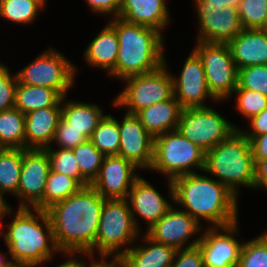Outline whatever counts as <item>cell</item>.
Listing matches in <instances>:
<instances>
[{
  "instance_id": "obj_1",
  "label": "cell",
  "mask_w": 267,
  "mask_h": 267,
  "mask_svg": "<svg viewBox=\"0 0 267 267\" xmlns=\"http://www.w3.org/2000/svg\"><path fill=\"white\" fill-rule=\"evenodd\" d=\"M104 202L105 199L88 185L46 209L60 252L64 255L83 253L92 260Z\"/></svg>"
},
{
  "instance_id": "obj_2",
  "label": "cell",
  "mask_w": 267,
  "mask_h": 267,
  "mask_svg": "<svg viewBox=\"0 0 267 267\" xmlns=\"http://www.w3.org/2000/svg\"><path fill=\"white\" fill-rule=\"evenodd\" d=\"M167 183L173 202L184 207L183 211L199 223L201 218L210 223L209 227H223L237 222L238 197L217 179L191 173Z\"/></svg>"
},
{
  "instance_id": "obj_3",
  "label": "cell",
  "mask_w": 267,
  "mask_h": 267,
  "mask_svg": "<svg viewBox=\"0 0 267 267\" xmlns=\"http://www.w3.org/2000/svg\"><path fill=\"white\" fill-rule=\"evenodd\" d=\"M109 23L119 42L116 67L109 75L124 80L155 71L165 64L163 34L159 30L118 17Z\"/></svg>"
},
{
  "instance_id": "obj_4",
  "label": "cell",
  "mask_w": 267,
  "mask_h": 267,
  "mask_svg": "<svg viewBox=\"0 0 267 267\" xmlns=\"http://www.w3.org/2000/svg\"><path fill=\"white\" fill-rule=\"evenodd\" d=\"M33 210L36 216L31 208L18 207L12 223L7 224L8 230L2 234L13 264L36 267L50 262L54 252L60 253L46 210Z\"/></svg>"
},
{
  "instance_id": "obj_5",
  "label": "cell",
  "mask_w": 267,
  "mask_h": 267,
  "mask_svg": "<svg viewBox=\"0 0 267 267\" xmlns=\"http://www.w3.org/2000/svg\"><path fill=\"white\" fill-rule=\"evenodd\" d=\"M203 171L217 177L236 196L241 186L254 188V157L249 138L241 129H235L226 141L205 153Z\"/></svg>"
},
{
  "instance_id": "obj_6",
  "label": "cell",
  "mask_w": 267,
  "mask_h": 267,
  "mask_svg": "<svg viewBox=\"0 0 267 267\" xmlns=\"http://www.w3.org/2000/svg\"><path fill=\"white\" fill-rule=\"evenodd\" d=\"M139 233L140 230L134 223L128 200L105 199L94 251L97 249L101 258H108L112 254L113 258L121 257L131 248L126 246L132 245Z\"/></svg>"
},
{
  "instance_id": "obj_7",
  "label": "cell",
  "mask_w": 267,
  "mask_h": 267,
  "mask_svg": "<svg viewBox=\"0 0 267 267\" xmlns=\"http://www.w3.org/2000/svg\"><path fill=\"white\" fill-rule=\"evenodd\" d=\"M200 171L205 167V152L186 139L178 130L168 131L154 138L151 170L167 176V180ZM193 170H192V169Z\"/></svg>"
},
{
  "instance_id": "obj_8",
  "label": "cell",
  "mask_w": 267,
  "mask_h": 267,
  "mask_svg": "<svg viewBox=\"0 0 267 267\" xmlns=\"http://www.w3.org/2000/svg\"><path fill=\"white\" fill-rule=\"evenodd\" d=\"M123 81L127 85L113 103L118 107H127L128 114L136 115L142 109L174 96L173 78L166 62L155 71L131 76Z\"/></svg>"
},
{
  "instance_id": "obj_9",
  "label": "cell",
  "mask_w": 267,
  "mask_h": 267,
  "mask_svg": "<svg viewBox=\"0 0 267 267\" xmlns=\"http://www.w3.org/2000/svg\"><path fill=\"white\" fill-rule=\"evenodd\" d=\"M193 51L202 60L208 90L217 100H227L238 86V69L227 43L197 42Z\"/></svg>"
},
{
  "instance_id": "obj_10",
  "label": "cell",
  "mask_w": 267,
  "mask_h": 267,
  "mask_svg": "<svg viewBox=\"0 0 267 267\" xmlns=\"http://www.w3.org/2000/svg\"><path fill=\"white\" fill-rule=\"evenodd\" d=\"M76 67L62 53L48 48L33 62L17 72L21 84L56 90L62 97L73 86Z\"/></svg>"
},
{
  "instance_id": "obj_11",
  "label": "cell",
  "mask_w": 267,
  "mask_h": 267,
  "mask_svg": "<svg viewBox=\"0 0 267 267\" xmlns=\"http://www.w3.org/2000/svg\"><path fill=\"white\" fill-rule=\"evenodd\" d=\"M237 129L214 108L197 107L182 110L177 130L205 153Z\"/></svg>"
},
{
  "instance_id": "obj_12",
  "label": "cell",
  "mask_w": 267,
  "mask_h": 267,
  "mask_svg": "<svg viewBox=\"0 0 267 267\" xmlns=\"http://www.w3.org/2000/svg\"><path fill=\"white\" fill-rule=\"evenodd\" d=\"M51 171L49 154L46 149H23V161L18 192L19 208L42 210V198L48 175Z\"/></svg>"
},
{
  "instance_id": "obj_13",
  "label": "cell",
  "mask_w": 267,
  "mask_h": 267,
  "mask_svg": "<svg viewBox=\"0 0 267 267\" xmlns=\"http://www.w3.org/2000/svg\"><path fill=\"white\" fill-rule=\"evenodd\" d=\"M201 223L190 216L186 211L177 210L173 206L167 213L149 229L145 234L153 241L169 245L176 250L197 246L201 236L193 240L192 243L186 242L201 231ZM186 245V246H185Z\"/></svg>"
},
{
  "instance_id": "obj_14",
  "label": "cell",
  "mask_w": 267,
  "mask_h": 267,
  "mask_svg": "<svg viewBox=\"0 0 267 267\" xmlns=\"http://www.w3.org/2000/svg\"><path fill=\"white\" fill-rule=\"evenodd\" d=\"M237 230L238 221L228 226L208 227L200 234L198 246L203 254L204 267H237L243 245L233 237Z\"/></svg>"
},
{
  "instance_id": "obj_15",
  "label": "cell",
  "mask_w": 267,
  "mask_h": 267,
  "mask_svg": "<svg viewBox=\"0 0 267 267\" xmlns=\"http://www.w3.org/2000/svg\"><path fill=\"white\" fill-rule=\"evenodd\" d=\"M195 6L200 22L197 42L228 43L244 29L236 7Z\"/></svg>"
},
{
  "instance_id": "obj_16",
  "label": "cell",
  "mask_w": 267,
  "mask_h": 267,
  "mask_svg": "<svg viewBox=\"0 0 267 267\" xmlns=\"http://www.w3.org/2000/svg\"><path fill=\"white\" fill-rule=\"evenodd\" d=\"M136 168L131 161L119 155L105 156L98 176L90 185L104 199H126L139 177L135 174Z\"/></svg>"
},
{
  "instance_id": "obj_17",
  "label": "cell",
  "mask_w": 267,
  "mask_h": 267,
  "mask_svg": "<svg viewBox=\"0 0 267 267\" xmlns=\"http://www.w3.org/2000/svg\"><path fill=\"white\" fill-rule=\"evenodd\" d=\"M173 78L174 96L183 109L207 107L206 98L216 99L208 90L202 60L192 50L179 76Z\"/></svg>"
},
{
  "instance_id": "obj_18",
  "label": "cell",
  "mask_w": 267,
  "mask_h": 267,
  "mask_svg": "<svg viewBox=\"0 0 267 267\" xmlns=\"http://www.w3.org/2000/svg\"><path fill=\"white\" fill-rule=\"evenodd\" d=\"M122 119L121 123L118 121V155L131 161L136 167L150 170L154 156V138L145 130L136 115L126 113Z\"/></svg>"
},
{
  "instance_id": "obj_19",
  "label": "cell",
  "mask_w": 267,
  "mask_h": 267,
  "mask_svg": "<svg viewBox=\"0 0 267 267\" xmlns=\"http://www.w3.org/2000/svg\"><path fill=\"white\" fill-rule=\"evenodd\" d=\"M127 197L134 223L139 230L136 214L148 223L149 229L172 207L153 185L140 176L134 181Z\"/></svg>"
},
{
  "instance_id": "obj_20",
  "label": "cell",
  "mask_w": 267,
  "mask_h": 267,
  "mask_svg": "<svg viewBox=\"0 0 267 267\" xmlns=\"http://www.w3.org/2000/svg\"><path fill=\"white\" fill-rule=\"evenodd\" d=\"M227 44L238 70L267 65V33L262 29H243Z\"/></svg>"
},
{
  "instance_id": "obj_21",
  "label": "cell",
  "mask_w": 267,
  "mask_h": 267,
  "mask_svg": "<svg viewBox=\"0 0 267 267\" xmlns=\"http://www.w3.org/2000/svg\"><path fill=\"white\" fill-rule=\"evenodd\" d=\"M61 118V106L36 109L25 114V149L51 146Z\"/></svg>"
},
{
  "instance_id": "obj_22",
  "label": "cell",
  "mask_w": 267,
  "mask_h": 267,
  "mask_svg": "<svg viewBox=\"0 0 267 267\" xmlns=\"http://www.w3.org/2000/svg\"><path fill=\"white\" fill-rule=\"evenodd\" d=\"M166 2V0H121L117 17L161 32L170 22Z\"/></svg>"
},
{
  "instance_id": "obj_23",
  "label": "cell",
  "mask_w": 267,
  "mask_h": 267,
  "mask_svg": "<svg viewBox=\"0 0 267 267\" xmlns=\"http://www.w3.org/2000/svg\"><path fill=\"white\" fill-rule=\"evenodd\" d=\"M182 110L180 103L173 96L166 101L142 109L136 116L145 130L155 138L168 131L177 130Z\"/></svg>"
},
{
  "instance_id": "obj_24",
  "label": "cell",
  "mask_w": 267,
  "mask_h": 267,
  "mask_svg": "<svg viewBox=\"0 0 267 267\" xmlns=\"http://www.w3.org/2000/svg\"><path fill=\"white\" fill-rule=\"evenodd\" d=\"M148 245H133L119 257L126 267H170L176 249L165 244L157 243L145 233L141 237Z\"/></svg>"
},
{
  "instance_id": "obj_25",
  "label": "cell",
  "mask_w": 267,
  "mask_h": 267,
  "mask_svg": "<svg viewBox=\"0 0 267 267\" xmlns=\"http://www.w3.org/2000/svg\"><path fill=\"white\" fill-rule=\"evenodd\" d=\"M119 42L114 27L109 23L91 41L84 52L87 64L105 69L110 74L116 67Z\"/></svg>"
},
{
  "instance_id": "obj_26",
  "label": "cell",
  "mask_w": 267,
  "mask_h": 267,
  "mask_svg": "<svg viewBox=\"0 0 267 267\" xmlns=\"http://www.w3.org/2000/svg\"><path fill=\"white\" fill-rule=\"evenodd\" d=\"M64 98H62L61 117L69 123V127L83 131L89 139L105 114L96 104L72 100L64 102Z\"/></svg>"
},
{
  "instance_id": "obj_27",
  "label": "cell",
  "mask_w": 267,
  "mask_h": 267,
  "mask_svg": "<svg viewBox=\"0 0 267 267\" xmlns=\"http://www.w3.org/2000/svg\"><path fill=\"white\" fill-rule=\"evenodd\" d=\"M62 96L54 89L17 82L15 105L23 114L52 106H62Z\"/></svg>"
},
{
  "instance_id": "obj_28",
  "label": "cell",
  "mask_w": 267,
  "mask_h": 267,
  "mask_svg": "<svg viewBox=\"0 0 267 267\" xmlns=\"http://www.w3.org/2000/svg\"><path fill=\"white\" fill-rule=\"evenodd\" d=\"M0 146L25 149V114L15 107L0 112Z\"/></svg>"
},
{
  "instance_id": "obj_29",
  "label": "cell",
  "mask_w": 267,
  "mask_h": 267,
  "mask_svg": "<svg viewBox=\"0 0 267 267\" xmlns=\"http://www.w3.org/2000/svg\"><path fill=\"white\" fill-rule=\"evenodd\" d=\"M23 149L3 148L0 151V194L16 195L20 182Z\"/></svg>"
},
{
  "instance_id": "obj_30",
  "label": "cell",
  "mask_w": 267,
  "mask_h": 267,
  "mask_svg": "<svg viewBox=\"0 0 267 267\" xmlns=\"http://www.w3.org/2000/svg\"><path fill=\"white\" fill-rule=\"evenodd\" d=\"M89 140L104 156L118 155L120 146L118 120L110 114L104 115Z\"/></svg>"
},
{
  "instance_id": "obj_31",
  "label": "cell",
  "mask_w": 267,
  "mask_h": 267,
  "mask_svg": "<svg viewBox=\"0 0 267 267\" xmlns=\"http://www.w3.org/2000/svg\"><path fill=\"white\" fill-rule=\"evenodd\" d=\"M82 187L75 178L50 171L43 193L42 210H46L54 203L68 198L78 192Z\"/></svg>"
},
{
  "instance_id": "obj_32",
  "label": "cell",
  "mask_w": 267,
  "mask_h": 267,
  "mask_svg": "<svg viewBox=\"0 0 267 267\" xmlns=\"http://www.w3.org/2000/svg\"><path fill=\"white\" fill-rule=\"evenodd\" d=\"M46 0H4L0 3V17L16 24H30Z\"/></svg>"
},
{
  "instance_id": "obj_33",
  "label": "cell",
  "mask_w": 267,
  "mask_h": 267,
  "mask_svg": "<svg viewBox=\"0 0 267 267\" xmlns=\"http://www.w3.org/2000/svg\"><path fill=\"white\" fill-rule=\"evenodd\" d=\"M79 166L80 175L91 184L98 176L104 155L88 139L72 149Z\"/></svg>"
},
{
  "instance_id": "obj_34",
  "label": "cell",
  "mask_w": 267,
  "mask_h": 267,
  "mask_svg": "<svg viewBox=\"0 0 267 267\" xmlns=\"http://www.w3.org/2000/svg\"><path fill=\"white\" fill-rule=\"evenodd\" d=\"M49 154L51 171L65 174L75 178L83 187L90 185L81 175L76 158L72 149H52V146L45 148Z\"/></svg>"
},
{
  "instance_id": "obj_35",
  "label": "cell",
  "mask_w": 267,
  "mask_h": 267,
  "mask_svg": "<svg viewBox=\"0 0 267 267\" xmlns=\"http://www.w3.org/2000/svg\"><path fill=\"white\" fill-rule=\"evenodd\" d=\"M238 13L244 29H261L267 19V0H241Z\"/></svg>"
},
{
  "instance_id": "obj_36",
  "label": "cell",
  "mask_w": 267,
  "mask_h": 267,
  "mask_svg": "<svg viewBox=\"0 0 267 267\" xmlns=\"http://www.w3.org/2000/svg\"><path fill=\"white\" fill-rule=\"evenodd\" d=\"M234 93L237 94V110L248 120L267 107V96L260 92L237 86Z\"/></svg>"
},
{
  "instance_id": "obj_37",
  "label": "cell",
  "mask_w": 267,
  "mask_h": 267,
  "mask_svg": "<svg viewBox=\"0 0 267 267\" xmlns=\"http://www.w3.org/2000/svg\"><path fill=\"white\" fill-rule=\"evenodd\" d=\"M237 267H267V244L260 236L243 242Z\"/></svg>"
},
{
  "instance_id": "obj_38",
  "label": "cell",
  "mask_w": 267,
  "mask_h": 267,
  "mask_svg": "<svg viewBox=\"0 0 267 267\" xmlns=\"http://www.w3.org/2000/svg\"><path fill=\"white\" fill-rule=\"evenodd\" d=\"M238 86L267 96V65H253L239 69Z\"/></svg>"
},
{
  "instance_id": "obj_39",
  "label": "cell",
  "mask_w": 267,
  "mask_h": 267,
  "mask_svg": "<svg viewBox=\"0 0 267 267\" xmlns=\"http://www.w3.org/2000/svg\"><path fill=\"white\" fill-rule=\"evenodd\" d=\"M17 82V75L0 63V112L14 107Z\"/></svg>"
},
{
  "instance_id": "obj_40",
  "label": "cell",
  "mask_w": 267,
  "mask_h": 267,
  "mask_svg": "<svg viewBox=\"0 0 267 267\" xmlns=\"http://www.w3.org/2000/svg\"><path fill=\"white\" fill-rule=\"evenodd\" d=\"M87 140L88 138L85 136L83 131L69 127V123L61 117L52 142L59 145V148L73 149Z\"/></svg>"
},
{
  "instance_id": "obj_41",
  "label": "cell",
  "mask_w": 267,
  "mask_h": 267,
  "mask_svg": "<svg viewBox=\"0 0 267 267\" xmlns=\"http://www.w3.org/2000/svg\"><path fill=\"white\" fill-rule=\"evenodd\" d=\"M170 267H204V258L199 246L176 250Z\"/></svg>"
},
{
  "instance_id": "obj_42",
  "label": "cell",
  "mask_w": 267,
  "mask_h": 267,
  "mask_svg": "<svg viewBox=\"0 0 267 267\" xmlns=\"http://www.w3.org/2000/svg\"><path fill=\"white\" fill-rule=\"evenodd\" d=\"M91 10L95 13H104L118 16L121 0H85Z\"/></svg>"
},
{
  "instance_id": "obj_43",
  "label": "cell",
  "mask_w": 267,
  "mask_h": 267,
  "mask_svg": "<svg viewBox=\"0 0 267 267\" xmlns=\"http://www.w3.org/2000/svg\"><path fill=\"white\" fill-rule=\"evenodd\" d=\"M251 131H243L241 130L248 138L249 141L256 137L260 136L262 134L267 133V107L261 111L259 114L251 117L249 119Z\"/></svg>"
},
{
  "instance_id": "obj_44",
  "label": "cell",
  "mask_w": 267,
  "mask_h": 267,
  "mask_svg": "<svg viewBox=\"0 0 267 267\" xmlns=\"http://www.w3.org/2000/svg\"><path fill=\"white\" fill-rule=\"evenodd\" d=\"M254 162L267 160V133L252 138L250 141Z\"/></svg>"
},
{
  "instance_id": "obj_45",
  "label": "cell",
  "mask_w": 267,
  "mask_h": 267,
  "mask_svg": "<svg viewBox=\"0 0 267 267\" xmlns=\"http://www.w3.org/2000/svg\"><path fill=\"white\" fill-rule=\"evenodd\" d=\"M267 189V160H258L255 163L254 189Z\"/></svg>"
},
{
  "instance_id": "obj_46",
  "label": "cell",
  "mask_w": 267,
  "mask_h": 267,
  "mask_svg": "<svg viewBox=\"0 0 267 267\" xmlns=\"http://www.w3.org/2000/svg\"><path fill=\"white\" fill-rule=\"evenodd\" d=\"M194 2L196 5H208L224 9L227 6L239 8L241 0H194Z\"/></svg>"
},
{
  "instance_id": "obj_47",
  "label": "cell",
  "mask_w": 267,
  "mask_h": 267,
  "mask_svg": "<svg viewBox=\"0 0 267 267\" xmlns=\"http://www.w3.org/2000/svg\"><path fill=\"white\" fill-rule=\"evenodd\" d=\"M99 262H97V260L95 261H91L90 263V267H126L125 263L118 257V258H113L112 260L108 261L103 259L98 260Z\"/></svg>"
},
{
  "instance_id": "obj_48",
  "label": "cell",
  "mask_w": 267,
  "mask_h": 267,
  "mask_svg": "<svg viewBox=\"0 0 267 267\" xmlns=\"http://www.w3.org/2000/svg\"><path fill=\"white\" fill-rule=\"evenodd\" d=\"M69 259L67 261H65L64 263L58 265L57 267H90L86 266L85 261L82 259H78V257H72L74 255V253H67ZM72 255V256H71Z\"/></svg>"
},
{
  "instance_id": "obj_49",
  "label": "cell",
  "mask_w": 267,
  "mask_h": 267,
  "mask_svg": "<svg viewBox=\"0 0 267 267\" xmlns=\"http://www.w3.org/2000/svg\"><path fill=\"white\" fill-rule=\"evenodd\" d=\"M7 253H5L4 255L0 252V267H10L13 262L9 259V261L7 260Z\"/></svg>"
},
{
  "instance_id": "obj_50",
  "label": "cell",
  "mask_w": 267,
  "mask_h": 267,
  "mask_svg": "<svg viewBox=\"0 0 267 267\" xmlns=\"http://www.w3.org/2000/svg\"><path fill=\"white\" fill-rule=\"evenodd\" d=\"M9 208V204L6 203L5 198L0 194V214H4Z\"/></svg>"
},
{
  "instance_id": "obj_51",
  "label": "cell",
  "mask_w": 267,
  "mask_h": 267,
  "mask_svg": "<svg viewBox=\"0 0 267 267\" xmlns=\"http://www.w3.org/2000/svg\"><path fill=\"white\" fill-rule=\"evenodd\" d=\"M13 211V209L11 208V207H9L6 211H5V213L4 214H0V219L1 218H5L4 216H6L7 214H9V213H12V211ZM3 221L1 222V220H0V235H2V232H1V229L3 228Z\"/></svg>"
},
{
  "instance_id": "obj_52",
  "label": "cell",
  "mask_w": 267,
  "mask_h": 267,
  "mask_svg": "<svg viewBox=\"0 0 267 267\" xmlns=\"http://www.w3.org/2000/svg\"><path fill=\"white\" fill-rule=\"evenodd\" d=\"M262 239H263V241L267 244V231L266 232H264V233H262L261 235H259Z\"/></svg>"
},
{
  "instance_id": "obj_53",
  "label": "cell",
  "mask_w": 267,
  "mask_h": 267,
  "mask_svg": "<svg viewBox=\"0 0 267 267\" xmlns=\"http://www.w3.org/2000/svg\"><path fill=\"white\" fill-rule=\"evenodd\" d=\"M10 267H30V266L20 265V264H12Z\"/></svg>"
},
{
  "instance_id": "obj_54",
  "label": "cell",
  "mask_w": 267,
  "mask_h": 267,
  "mask_svg": "<svg viewBox=\"0 0 267 267\" xmlns=\"http://www.w3.org/2000/svg\"><path fill=\"white\" fill-rule=\"evenodd\" d=\"M261 29L267 33V19Z\"/></svg>"
}]
</instances>
